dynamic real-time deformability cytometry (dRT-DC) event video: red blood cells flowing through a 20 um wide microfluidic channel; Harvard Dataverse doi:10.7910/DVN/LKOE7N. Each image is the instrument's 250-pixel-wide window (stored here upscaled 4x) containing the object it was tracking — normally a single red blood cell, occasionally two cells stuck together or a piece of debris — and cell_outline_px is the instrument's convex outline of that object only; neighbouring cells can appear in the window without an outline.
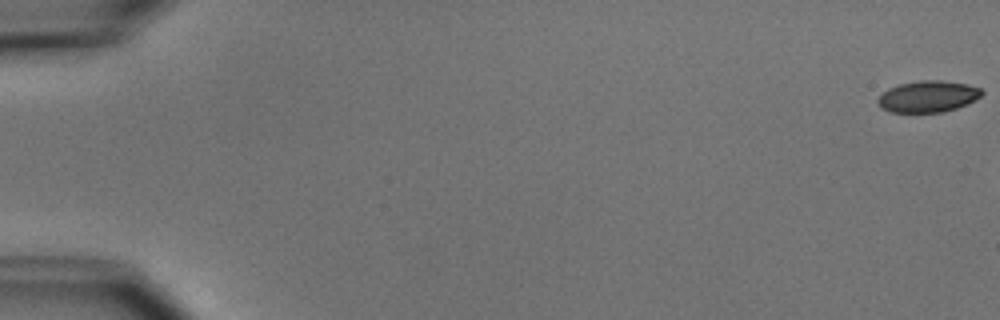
{"species": "common noctule bat (a hibernating species)", "species_latin": "Nyctalus noctula", "temperature_condition": "cold", "stored_images_in_passage": 7, "camera_frame_rate_fps": 3000, "um_per_image_px": 0.085, "animal": {"sex": "male", "body_mass_g": 15.6}, "frame": {"image": 1, "passage_image": 1, "time_ms": 0.0, "image_size_px": [1000, 320], "cell_outline_px": [[984, 92], [980, 96], [968, 104], [944, 112], [888, 112], [880, 108], [876, 100], [888, 88], [900, 84], [920, 80], [940, 80], [968, 84], [980, 88]], "centroid_in_image_um": [78.87, 8.2], "position_along_channel_um": 6.1, "area_um2": 19.13}}